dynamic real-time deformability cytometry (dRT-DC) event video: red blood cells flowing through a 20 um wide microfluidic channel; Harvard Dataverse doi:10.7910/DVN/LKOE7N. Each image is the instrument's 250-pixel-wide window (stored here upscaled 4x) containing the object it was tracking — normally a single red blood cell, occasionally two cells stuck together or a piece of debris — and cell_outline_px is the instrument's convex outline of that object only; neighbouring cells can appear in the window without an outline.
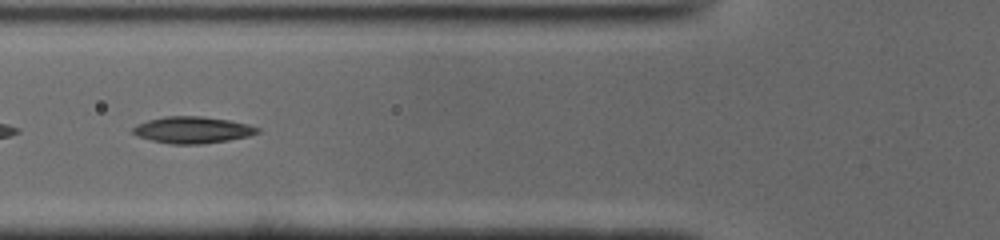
{"species": "common noctule bat (a hibernating species)", "species_latin": "Nyctalus noctula", "temperature_condition": "cold", "stored_images_in_passage": 35, "camera_frame_rate_fps": 3000, "um_per_image_px": 0.085, "animal": {"sex": "male", "body_mass_g": 19.0, "forearm_length_mm": 50.8}, "frame": {"image": 1, "passage_image": 6, "time_ms": 1.667, "image_size_px": [1000, 240], "cell_outline_px": [[260, 132], [248, 136], [228, 140], [200, 144], [172, 144], [152, 140], [140, 136], [132, 132], [132, 128], [148, 120], [164, 116], [200, 116], [228, 120], [260, 128]], "centroid_in_image_um": [16.37, 11.04], "position_along_channel_um": 109.4, "area_um2": 18.96}, "authors_computed_cell_mechanics": {"area_um2": 18.2648, "velocity_mm_per_s": 3.9323, "shape_relaxation_time_tau1_ms": null, "shape_relaxation_time_tau2_ms": 6.6356, "deformation_change_tau1": null, "deformation_change_tau2": 0.1619}}